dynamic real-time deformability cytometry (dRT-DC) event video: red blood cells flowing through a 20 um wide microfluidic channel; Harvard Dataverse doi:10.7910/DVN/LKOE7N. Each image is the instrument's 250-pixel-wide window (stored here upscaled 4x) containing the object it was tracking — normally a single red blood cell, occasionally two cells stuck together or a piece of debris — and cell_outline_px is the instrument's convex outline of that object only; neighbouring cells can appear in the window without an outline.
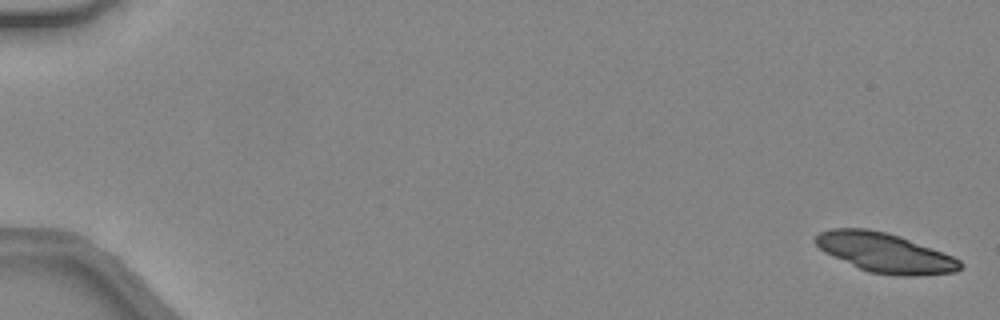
{"species": "common noctule bat (a hibernating species)", "species_latin": "Nyctalus noctula", "temperature_condition": "warm", "stored_images_in_passage": 42, "camera_frame_rate_fps": 3000, "um_per_image_px": 0.085, "animal": {"sex": "female", "body_mass_g": 24.6, "forearm_length_mm": 56.2}, "frame": {"image": 1, "passage_image": 1, "time_ms": 0.0, "image_size_px": [1000, 320], "cell_outline_px": [[964, 264], [956, 272], [916, 276], [896, 276], [868, 272], [832, 256], [824, 252], [812, 240], [820, 232], [832, 228], [868, 228], [888, 232], [900, 236], [952, 256], [960, 260]], "centroid_in_image_um": [75.21, 21.48], "position_along_channel_um": 9.8, "area_um2": 33.35}}
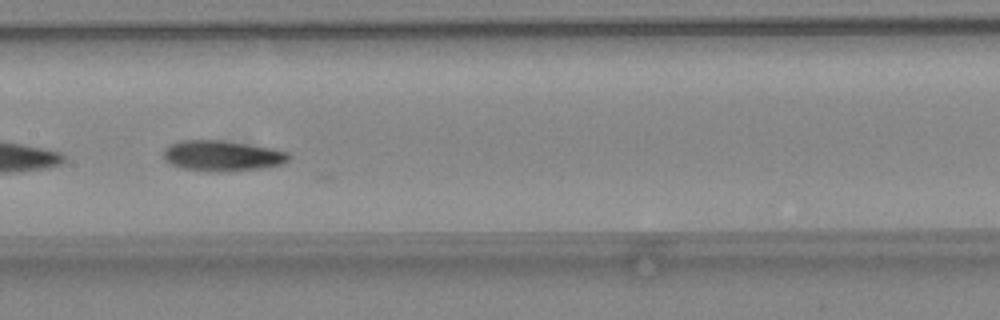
{"frame": {"image": 2, "passage_image": 26, "time_ms": 8.333, "image_size_px": [1000, 320], "cell_outline_px": [[292, 156], [284, 164], [264, 168], [228, 172], [208, 172], [180, 168], [164, 160], [164, 148], [168, 144], [180, 140], [220, 140], [272, 148], [288, 152]], "centroid_in_image_um": [18.89, 13.26], "position_along_channel_um": 188.5, "area_um2": 22.77}}
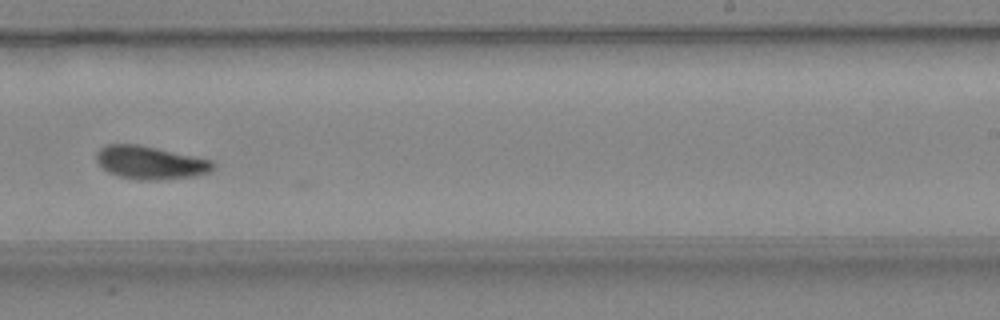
{"frame": {"image": 3, "passage_image": 32, "time_ms": 10.333, "image_size_px": [1000, 320], "cell_outline_px": [[216, 168], [212, 172], [196, 176], [156, 180], [136, 180], [120, 176], [108, 172], [96, 160], [96, 152], [100, 148], [108, 144], [136, 144], [156, 148], [212, 160], [216, 164]], "centroid_in_image_um": [12.81, 13.83], "position_along_channel_um": 276.2, "area_um2": 22.54}, "authors_computed_cell_mechanics": {"area_um2": 22.2819, "velocity_mm_per_s": 4.4131, "shape_relaxation_time_tau1_ms": 2.4558, "shape_relaxation_time_tau2_ms": 3.4004, "deformation_change_tau1": 0.1384, "deformation_change_tau2": 0.0992}}